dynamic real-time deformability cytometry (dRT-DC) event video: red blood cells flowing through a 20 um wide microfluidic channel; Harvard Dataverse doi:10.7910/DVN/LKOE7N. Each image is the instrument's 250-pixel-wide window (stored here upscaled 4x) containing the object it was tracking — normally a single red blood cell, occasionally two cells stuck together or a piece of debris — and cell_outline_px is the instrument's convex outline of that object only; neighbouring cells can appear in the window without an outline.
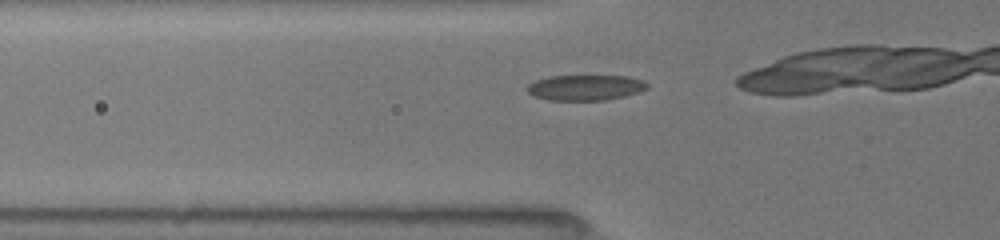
{"species": "common noctule bat (a hibernating species)", "species_latin": "Nyctalus noctula", "temperature_condition": "room temperature", "stored_images_in_passage": 19, "camera_frame_rate_fps": 3000, "um_per_image_px": 0.085, "animal": {"sex": "female", "body_mass_g": 19.5, "forearm_length_mm": 54.1}, "frame": {"image": 1, "passage_image": 6, "time_ms": 1.667, "image_size_px": [1000, 240], "cell_outline_px": [[648, 88], [640, 92], [624, 96], [604, 100], [548, 100], [536, 96], [528, 92], [524, 88], [528, 84], [536, 80], [548, 76], [628, 76], [644, 80], [648, 84]], "centroid_in_image_um": [49.77, 7.44], "position_along_channel_um": 76.0, "area_um2": 17.92}}
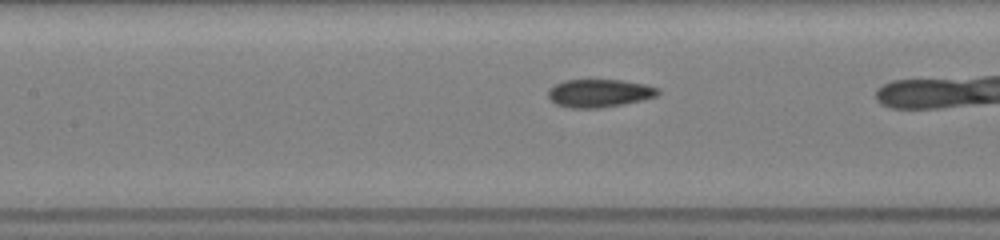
{"frame": {"image": 2, "passage_image": 12, "time_ms": 3.667, "image_size_px": [1000, 240], "cell_outline_px": [[660, 92], [656, 96], [644, 100], [624, 104], [600, 108], [568, 108], [556, 104], [548, 96], [548, 88], [564, 80], [624, 80], [648, 84], [656, 88]], "centroid_in_image_um": [50.95, 7.92], "position_along_channel_um": 156.4, "area_um2": 18.09}}
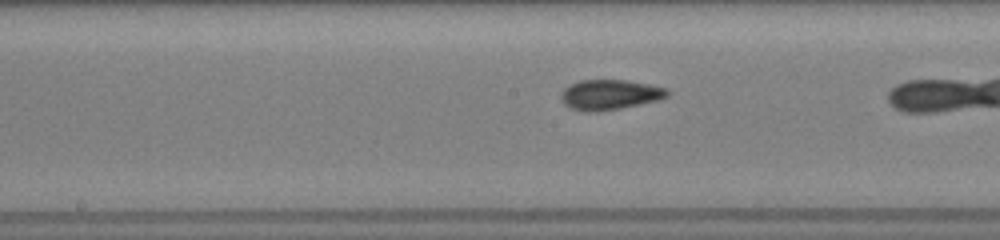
{"frame": {"image": 3, "passage_image": 15, "time_ms": 4.667, "image_size_px": [1000, 240], "cell_outline_px": [[668, 96], [660, 100], [620, 108], [596, 112], [584, 112], [572, 108], [564, 104], [560, 100], [560, 92], [568, 84], [580, 80], [624, 80], [648, 84], [668, 88]], "centroid_in_image_um": [51.8, 8.05], "position_along_channel_um": 196.4, "area_um2": 18.84}}